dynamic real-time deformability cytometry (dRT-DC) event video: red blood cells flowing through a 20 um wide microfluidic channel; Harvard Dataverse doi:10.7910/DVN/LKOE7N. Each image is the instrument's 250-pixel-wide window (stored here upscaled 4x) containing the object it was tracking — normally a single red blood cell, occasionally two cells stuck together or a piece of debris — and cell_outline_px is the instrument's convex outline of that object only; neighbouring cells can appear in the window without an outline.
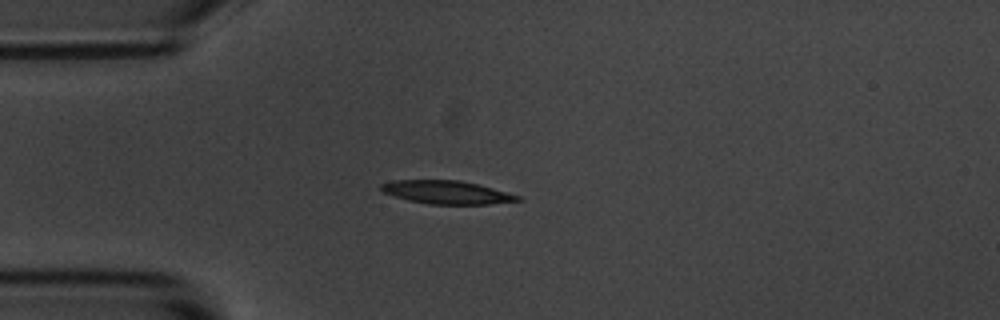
{"species": "common noctule bat (a hibernating species)", "species_latin": "Nyctalus noctula", "temperature_condition": "room temperature", "stored_images_in_passage": 42, "camera_frame_rate_fps": 3000, "um_per_image_px": 0.085, "animal": {"sex": "male", "body_mass_g": 20.1, "forearm_length_mm": 53.5}, "frame": {"image": 1, "passage_image": 1, "time_ms": 0.0, "image_size_px": [1000, 320], "cell_outline_px": [[524, 200], [488, 204], [428, 204], [408, 200], [384, 192], [380, 188], [380, 184], [392, 180], [460, 180], [524, 196]], "centroid_in_image_um": [38.02, 16.34], "position_along_channel_um": 47.0, "area_um2": 18.5}}
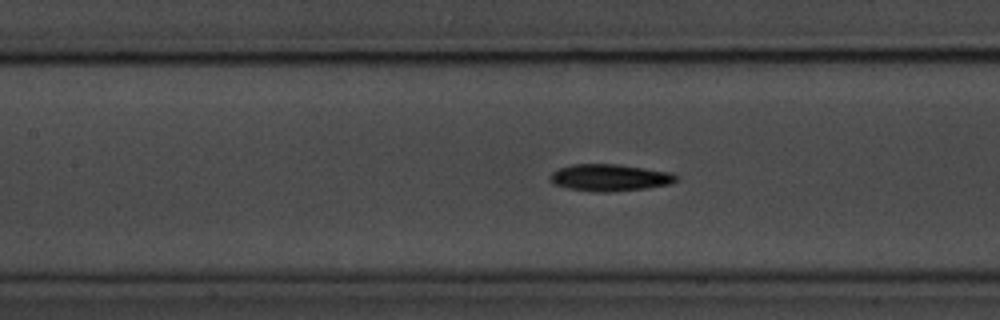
{"frame": {"image": 2, "passage_image": 11, "time_ms": 3.333, "image_size_px": [1000, 320], "cell_outline_px": [[680, 180], [668, 184], [648, 188], [608, 192], [592, 192], [568, 188], [556, 184], [548, 180], [548, 176], [552, 172], [560, 168], [572, 164], [616, 164], [672, 172], [680, 176]], "centroid_in_image_um": [51.85, 15.1], "position_along_channel_um": 155.5, "area_um2": 19.94}}
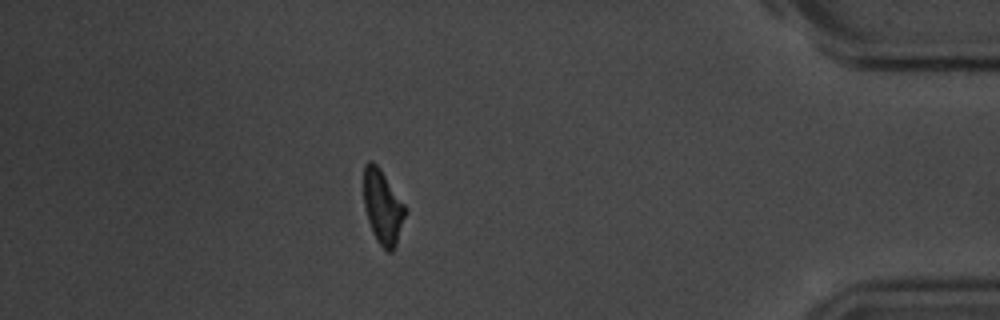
{"frame": {"image": 3, "passage_image": 35, "time_ms": 11.333, "image_size_px": [1000, 320], "cell_outline_px": [[408, 212], [396, 244], [392, 252], [388, 252], [376, 240], [372, 232], [364, 208], [364, 164], [368, 160], [372, 160], [380, 168], [408, 208]], "centroid_in_image_um": [32.55, 17.58], "position_along_channel_um": 402.6, "area_um2": 18.26}, "authors_computed_cell_mechanics": {"area_um2": 18.9006, "velocity_mm_per_s": 3.6439, "shape_relaxation_time_tau1_ms": 3.7393, "shape_relaxation_time_tau2_ms": 7.946, "deformation_change_tau1": 0.136, "deformation_change_tau2": 0.1752}}